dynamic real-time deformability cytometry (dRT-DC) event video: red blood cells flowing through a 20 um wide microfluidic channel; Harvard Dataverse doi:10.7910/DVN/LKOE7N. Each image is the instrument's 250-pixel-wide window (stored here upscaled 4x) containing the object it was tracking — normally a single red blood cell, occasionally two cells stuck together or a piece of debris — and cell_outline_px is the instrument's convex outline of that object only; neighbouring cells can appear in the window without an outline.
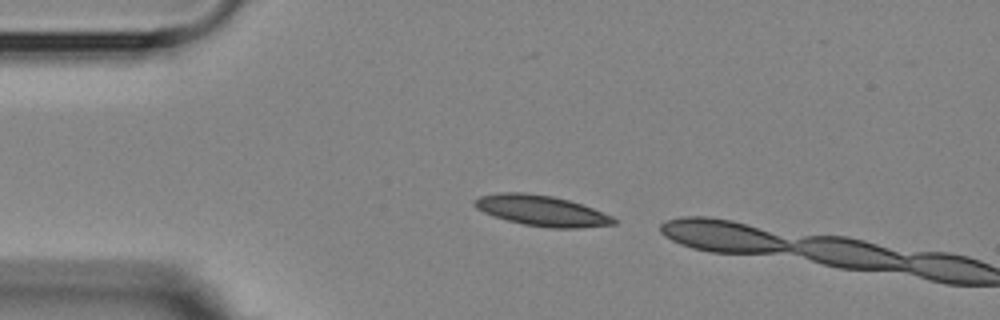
{"species": "Egyptian fruit bat (a non-hibernating species)", "species_latin": "Rousettus aegyptiacus", "temperature_condition": "room temperature", "stored_images_in_passage": 2, "camera_frame_rate_fps": 3000, "um_per_image_px": 0.085, "animal": {"sex": "female"}, "frame": {"image": 1, "passage_image": 1, "time_ms": 0.0, "image_size_px": [1000, 320], "cell_outline_px": [[616, 224], [580, 228], [552, 228], [524, 224], [492, 216], [476, 208], [472, 204], [472, 200], [480, 196], [496, 192], [524, 192], [552, 196], [568, 200], [592, 208], [612, 216], [616, 220]], "centroid_in_image_um": [45.99, 17.9], "position_along_channel_um": 39.0, "area_um2": 24.8}}